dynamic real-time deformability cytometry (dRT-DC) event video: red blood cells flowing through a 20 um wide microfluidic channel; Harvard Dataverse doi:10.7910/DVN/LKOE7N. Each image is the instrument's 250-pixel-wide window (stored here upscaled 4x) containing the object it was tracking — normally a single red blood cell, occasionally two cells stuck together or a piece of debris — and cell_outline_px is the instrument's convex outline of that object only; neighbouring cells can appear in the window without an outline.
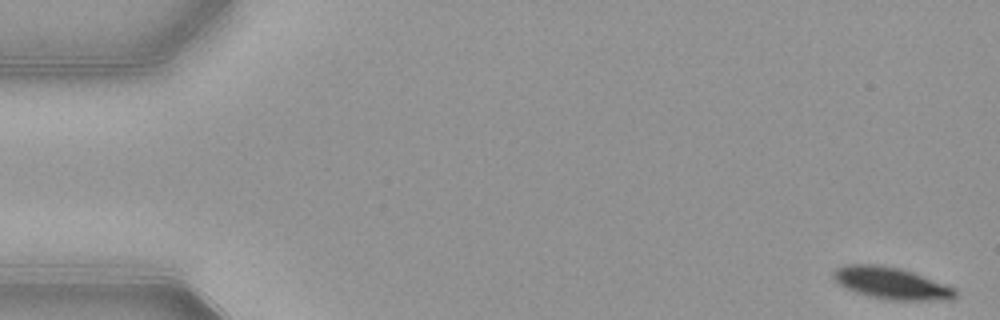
{"species": "common noctule bat (a hibernating species)", "species_latin": "Nyctalus noctula", "temperature_condition": "warm", "stored_images_in_passage": 53, "camera_frame_rate_fps": 3000, "um_per_image_px": 0.085, "animal": {"sex": "female", "body_mass_g": 21.9}, "frame": {"image": 1, "passage_image": 1, "time_ms": 0.0, "image_size_px": [1000, 320], "cell_outline_px": [[956, 296], [952, 300], [888, 300], [856, 292], [844, 288], [836, 284], [832, 276], [832, 272], [836, 268], [844, 264], [876, 264], [900, 268], [912, 272], [956, 288]], "centroid_in_image_um": [75.72, 24.07], "position_along_channel_um": 9.3, "area_um2": 22.77}}
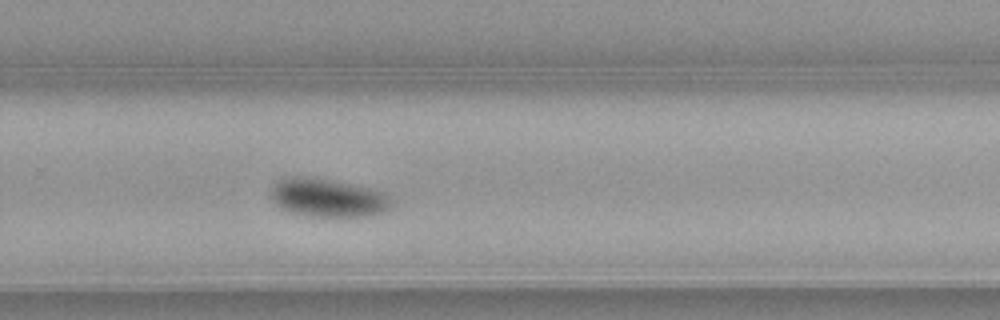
{"frame": {"image": 2, "passage_image": 35, "time_ms": 11.333, "image_size_px": [1000, 320], "cell_outline_px": [[392, 204], [388, 212], [372, 216], [308, 216], [292, 212], [276, 204], [272, 200], [272, 184], [276, 180], [284, 176], [308, 176], [332, 180], [372, 188], [388, 196]], "centroid_in_image_um": [27.87, 16.8], "position_along_channel_um": 301.9, "area_um2": 27.17}}
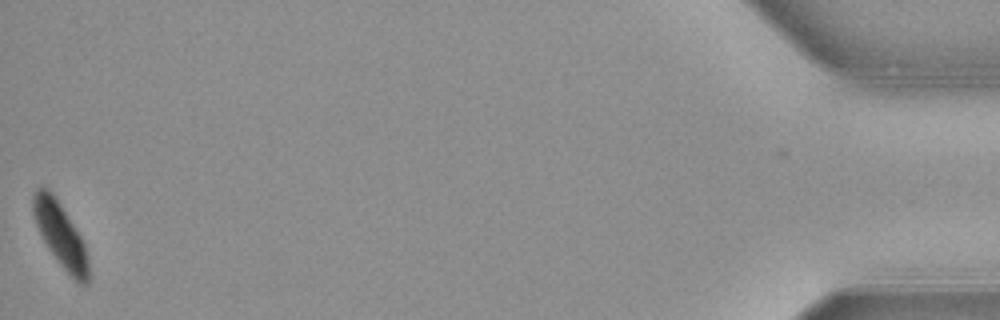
{"frame": {"image": 3, "passage_image": 53, "time_ms": 17.333, "image_size_px": [1000, 320], "cell_outline_px": [[88, 284], [80, 284], [60, 264], [48, 248], [36, 224], [32, 212], [32, 196], [36, 188], [48, 188], [52, 192], [60, 204], [80, 236], [84, 244], [88, 256]], "centroid_in_image_um": [5.12, 19.93], "position_along_channel_um": 430.1, "area_um2": 20.23}, "authors_computed_cell_mechanics": {"area_um2": 25.0274, "velocity_mm_per_s": 3.8417, "shape_relaxation_time_tau1_ms": 2.2284, "shape_relaxation_time_tau2_ms": null, "deformation_change_tau1": 0.1089, "deformation_change_tau2": null}}